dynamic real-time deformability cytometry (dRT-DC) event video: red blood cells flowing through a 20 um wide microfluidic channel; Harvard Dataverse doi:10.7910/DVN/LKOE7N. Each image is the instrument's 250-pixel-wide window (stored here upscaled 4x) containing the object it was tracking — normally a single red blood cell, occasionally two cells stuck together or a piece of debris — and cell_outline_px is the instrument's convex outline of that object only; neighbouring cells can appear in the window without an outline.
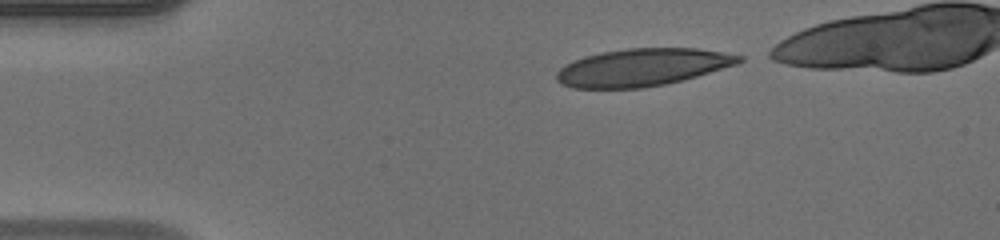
{"species": "human", "species_latin": "Homo sapiens", "temperature_condition": "warm", "stored_images_in_passage": 37, "camera_frame_rate_fps": 3000, "um_per_image_px": 0.085, "donor": {"sex": "male"}, "frame": {"image": 1, "passage_image": 1, "time_ms": 0.0, "image_size_px": [1000, 240], "cell_outline_px": [[744, 60], [736, 64], [684, 80], [644, 88], [572, 88], [560, 84], [556, 80], [556, 72], [560, 68], [584, 56], [600, 52], [628, 48], [696, 48], [744, 56]], "centroid_in_image_um": [54.58, 5.73], "position_along_channel_um": 30.4, "area_um2": 39.77}}
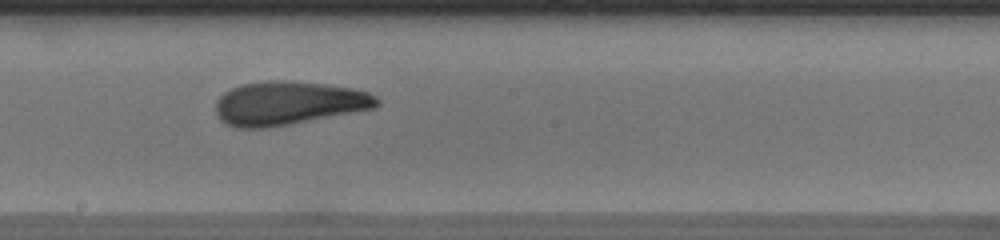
{"frame": {"image": 2, "passage_image": 19, "time_ms": 6.0, "image_size_px": [1000, 240], "cell_outline_px": [[380, 104], [376, 108], [268, 128], [236, 128], [224, 124], [216, 116], [216, 100], [224, 92], [240, 84], [280, 80], [324, 84], [352, 88], [368, 92], [376, 96], [380, 100]], "centroid_in_image_um": [24.5, 8.78], "position_along_channel_um": 223.7, "area_um2": 41.04}}
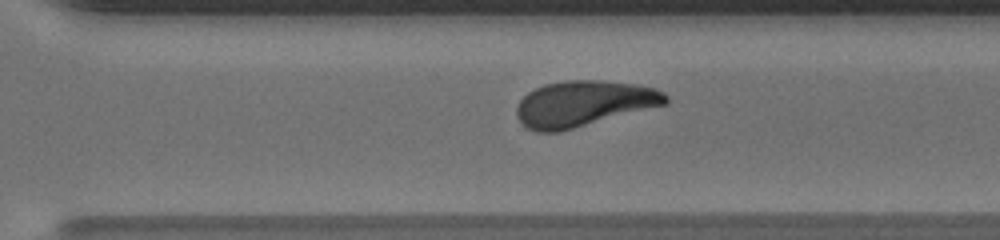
{"frame": {"image": 3, "passage_image": 26, "time_ms": 8.333, "image_size_px": [1000, 240], "cell_outline_px": [[668, 104], [560, 132], [536, 132], [528, 128], [516, 116], [516, 104], [528, 92], [544, 84], [564, 80], [600, 80], [636, 84], [656, 88], [664, 92], [668, 96]], "centroid_in_image_um": [49.63, 8.8], "position_along_channel_um": 321.0, "area_um2": 40.06}, "authors_computed_cell_mechanics": {"area_um2": 39.9976, "velocity_mm_per_s": 4.1752, "shape_relaxation_time_tau1_ms": 7.6055, "shape_relaxation_time_tau2_ms": 1.1074, "deformation_change_tau1": 0.2481, "deformation_change_tau2": 0.0705}}